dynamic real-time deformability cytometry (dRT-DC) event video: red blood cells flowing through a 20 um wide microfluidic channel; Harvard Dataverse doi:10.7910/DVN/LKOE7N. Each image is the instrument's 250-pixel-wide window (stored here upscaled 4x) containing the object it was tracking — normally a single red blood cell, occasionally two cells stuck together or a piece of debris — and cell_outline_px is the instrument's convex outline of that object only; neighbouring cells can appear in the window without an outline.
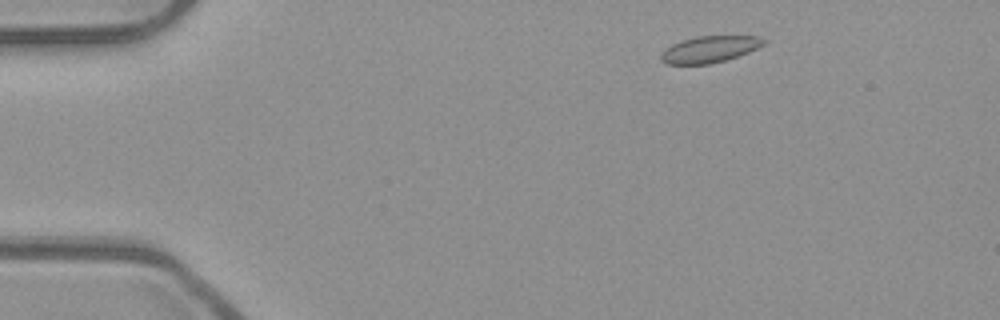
{"species": "common noctule bat (a hibernating species)", "species_latin": "Nyctalus noctula", "temperature_condition": "room temperature", "stored_images_in_passage": 49, "camera_frame_rate_fps": 3000, "um_per_image_px": 0.085, "animal": {"sex": "male", "body_mass_g": 23.1, "forearm_length_mm": 52.7}, "frame": {"image": 1, "passage_image": 4, "time_ms": 1.0, "image_size_px": [1000, 320], "cell_outline_px": [[768, 40], [764, 44], [748, 52], [724, 60], [708, 64], [668, 64], [660, 60], [660, 56], [664, 48], [680, 40], [696, 36], [760, 36]], "centroid_in_image_um": [60.29, 4.17], "position_along_channel_um": 24.7, "area_um2": 15.9}}
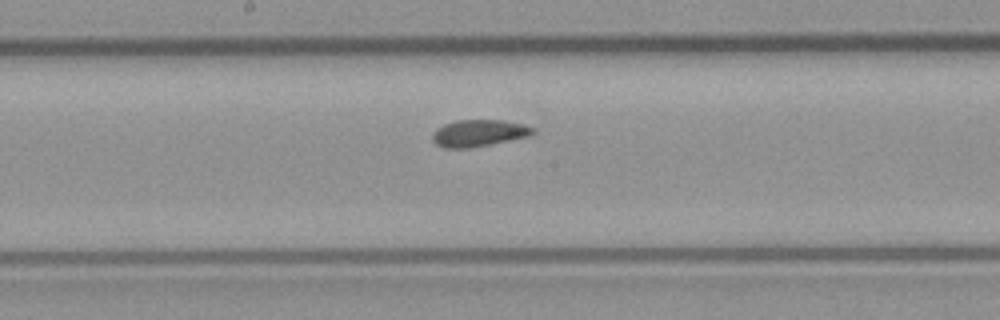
{"frame": {"image": 2, "passage_image": 24, "time_ms": 7.667, "image_size_px": [1000, 320], "cell_outline_px": [[536, 132], [532, 136], [468, 148], [444, 148], [436, 144], [432, 140], [432, 132], [436, 128], [444, 124], [456, 120], [500, 120], [524, 124], [532, 128]], "centroid_in_image_um": [40.68, 11.31], "position_along_channel_um": 207.5, "area_um2": 15.78}}
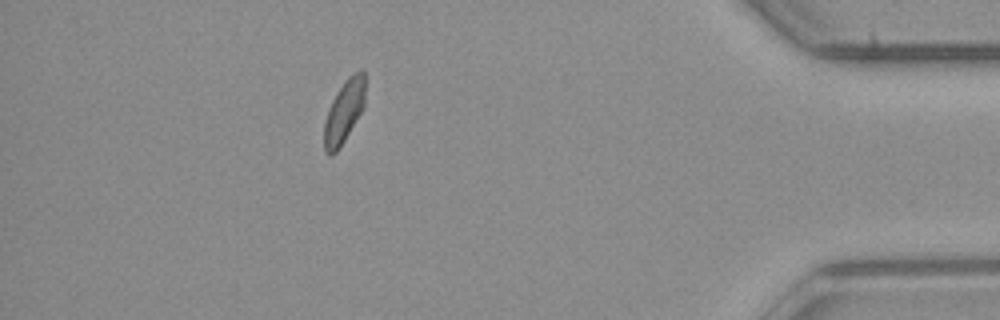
{"frame": {"image": 3, "passage_image": 43, "time_ms": 14.0, "image_size_px": [1000, 320], "cell_outline_px": [[364, 108], [344, 140], [336, 152], [332, 156], [328, 156], [324, 152], [324, 124], [332, 100], [336, 92], [348, 76], [352, 72], [360, 68], [364, 68]], "centroid_in_image_um": [29.25, 9.46], "position_along_channel_um": 406.0, "area_um2": 15.09}, "authors_computed_cell_mechanics": {"area_um2": 15.7216, "velocity_mm_per_s": 3.9239, "shape_relaxation_time_tau1_ms": 9.3582, "shape_relaxation_time_tau2_ms": 3.3654, "deformation_change_tau1": 0.1281, "deformation_change_tau2": 0.0709}}